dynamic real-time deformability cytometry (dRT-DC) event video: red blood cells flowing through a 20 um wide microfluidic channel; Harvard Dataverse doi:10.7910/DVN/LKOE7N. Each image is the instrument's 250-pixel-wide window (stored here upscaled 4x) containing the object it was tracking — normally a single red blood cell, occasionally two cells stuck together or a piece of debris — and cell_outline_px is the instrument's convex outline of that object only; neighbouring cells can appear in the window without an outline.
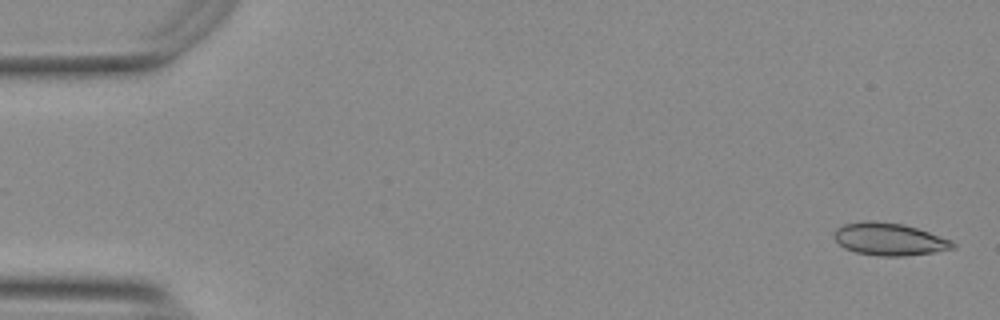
{"species": "Egyptian fruit bat (a non-hibernating species)", "species_latin": "Rousettus aegyptiacus", "temperature_condition": "warm", "stored_images_in_passage": 54, "camera_frame_rate_fps": 3000, "um_per_image_px": 0.085, "animal": {"sex": "female"}, "frame": {"image": 1, "passage_image": 2, "time_ms": 0.333, "image_size_px": [1000, 320], "cell_outline_px": [[956, 248], [932, 252], [904, 256], [880, 256], [856, 252], [844, 248], [832, 236], [836, 228], [844, 224], [864, 220], [872, 220], [904, 224], [952, 240], [956, 244]], "centroid_in_image_um": [75.57, 20.32], "position_along_channel_um": 9.4, "area_um2": 22.48}}
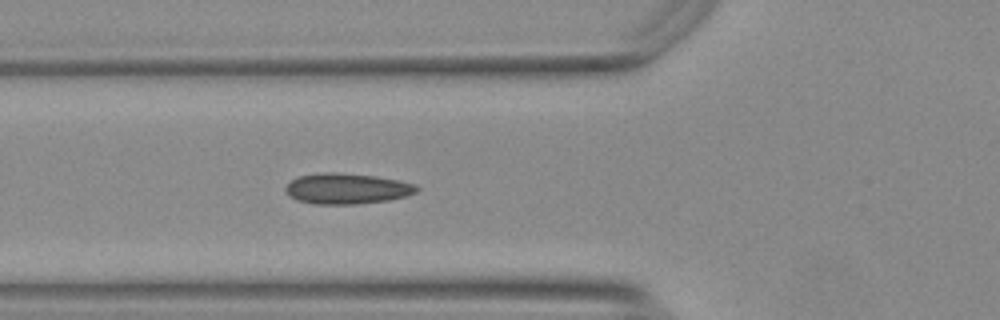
{"frame": {"image": 2, "passage_image": 20, "time_ms": 6.333, "image_size_px": [1000, 320], "cell_outline_px": [[420, 188], [416, 192], [404, 196], [388, 200], [352, 204], [312, 204], [296, 200], [288, 196], [284, 188], [292, 180], [300, 176], [320, 172], [340, 172], [376, 176], [400, 180], [416, 184]], "centroid_in_image_um": [29.47, 16.02], "position_along_channel_um": 96.3, "area_um2": 23.58}}
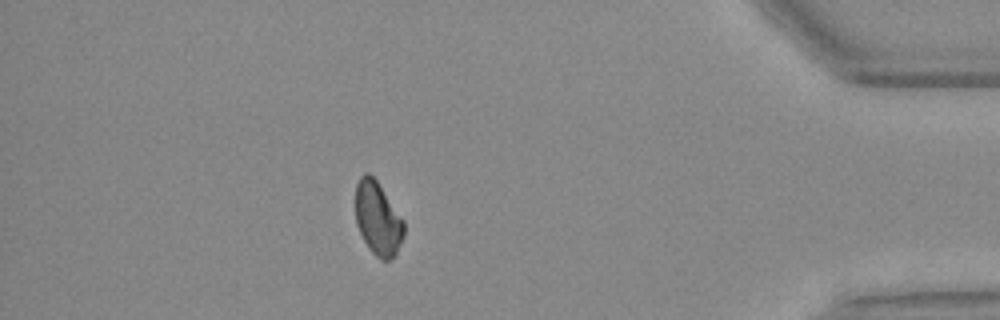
{"frame": {"image": 3, "passage_image": 48, "time_ms": 15.667, "image_size_px": [1000, 320], "cell_outline_px": [[404, 236], [396, 252], [388, 260], [380, 260], [368, 248], [356, 224], [356, 184], [360, 176], [364, 172], [368, 172], [376, 180], [404, 220]], "centroid_in_image_um": [32.11, 18.57], "position_along_channel_um": 403.1, "area_um2": 20.58}, "authors_computed_cell_mechanics": {"area_um2": 22.0507, "velocity_mm_per_s": 3.7622, "shape_relaxation_time_tau1_ms": null, "shape_relaxation_time_tau2_ms": 2.0605, "deformation_change_tau1": null, "deformation_change_tau2": 0.0634}}